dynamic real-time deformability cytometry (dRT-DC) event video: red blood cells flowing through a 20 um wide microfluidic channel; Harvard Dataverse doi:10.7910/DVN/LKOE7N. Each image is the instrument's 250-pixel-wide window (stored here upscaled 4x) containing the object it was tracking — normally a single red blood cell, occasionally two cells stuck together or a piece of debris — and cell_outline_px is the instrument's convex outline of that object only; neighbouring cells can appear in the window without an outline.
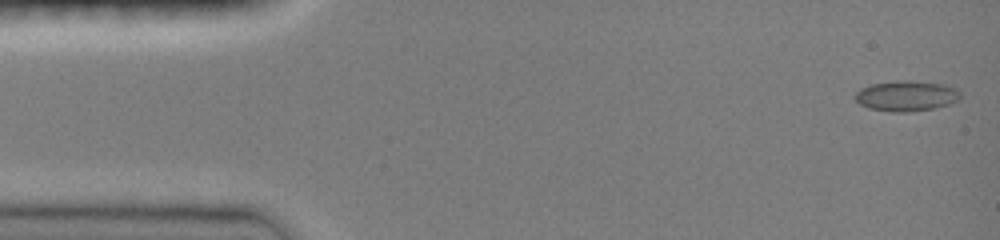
{"species": "common noctule bat (a hibernating species)", "species_latin": "Nyctalus noctula", "temperature_condition": "room temperature", "stored_images_in_passage": 10, "camera_frame_rate_fps": 3000, "um_per_image_px": 0.085, "animal": {"sex": "female", "body_mass_g": 19.0, "forearm_length_mm": 51.5}, "frame": {"image": 1, "passage_image": 1, "time_ms": 0.0, "image_size_px": [1000, 240], "cell_outline_px": [[960, 100], [936, 108], [908, 112], [896, 112], [868, 108], [860, 104], [852, 96], [860, 88], [872, 84], [896, 80], [908, 80], [940, 84], [956, 88], [960, 92]], "centroid_in_image_um": [77.02, 8.15], "position_along_channel_um": 8.0, "area_um2": 18.73}}
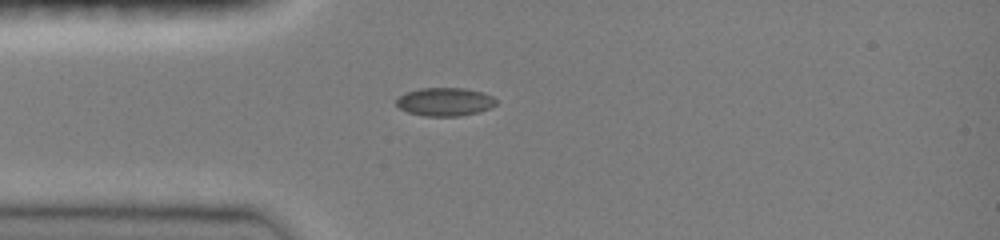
{"frame": {"image": 2, "passage_image": 6, "time_ms": 3.667, "image_size_px": [1000, 240], "cell_outline_px": [[496, 104], [488, 108], [476, 112], [460, 116], [424, 116], [408, 112], [400, 108], [396, 104], [396, 100], [400, 96], [408, 92], [420, 88], [464, 88], [480, 92], [492, 96], [496, 100]], "centroid_in_image_um": [37.79, 8.65], "position_along_channel_um": 47.2, "area_um2": 16.18}}
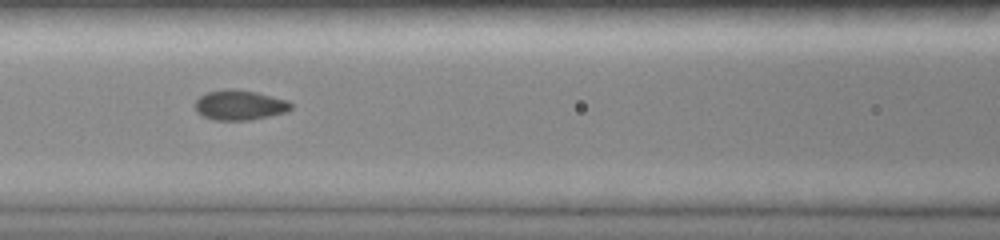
{"frame": {"image": 3, "passage_image": 9, "time_ms": 6.333, "image_size_px": [1000, 240], "cell_outline_px": [[292, 108], [288, 112], [248, 120], [216, 120], [204, 116], [196, 112], [192, 104], [204, 92], [228, 88], [232, 88], [256, 92], [288, 100], [292, 104]], "centroid_in_image_um": [20.34, 8.92], "position_along_channel_um": 146.3, "area_um2": 16.99}}